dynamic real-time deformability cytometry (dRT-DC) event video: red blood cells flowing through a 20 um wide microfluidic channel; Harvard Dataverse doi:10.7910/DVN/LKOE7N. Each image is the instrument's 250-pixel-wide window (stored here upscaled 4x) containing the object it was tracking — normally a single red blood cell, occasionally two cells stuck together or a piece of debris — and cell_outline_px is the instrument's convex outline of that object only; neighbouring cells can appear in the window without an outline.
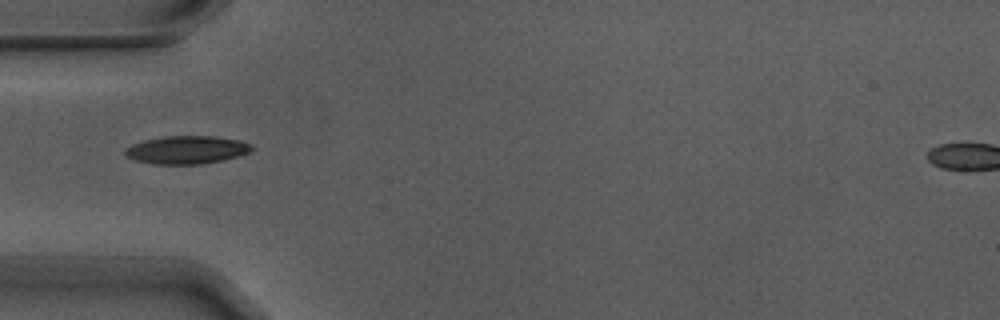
{"species": "Egyptian fruit bat (a non-hibernating species)", "species_latin": "Rousettus aegyptiacus", "temperature_condition": "warm", "stored_images_in_passage": 6, "camera_frame_rate_fps": 3000, "um_per_image_px": 0.085, "animal": {"sex": "male"}, "frame": {"image": 1, "passage_image": 1, "time_ms": 0.0, "image_size_px": [1000, 320], "cell_outline_px": [[252, 148], [248, 152], [236, 156], [220, 160], [200, 164], [152, 164], [132, 160], [124, 152], [124, 148], [132, 144], [144, 140], [164, 136], [216, 136], [236, 140], [252, 144]], "centroid_in_image_um": [15.79, 12.73], "position_along_channel_um": 69.2, "area_um2": 20.52}}
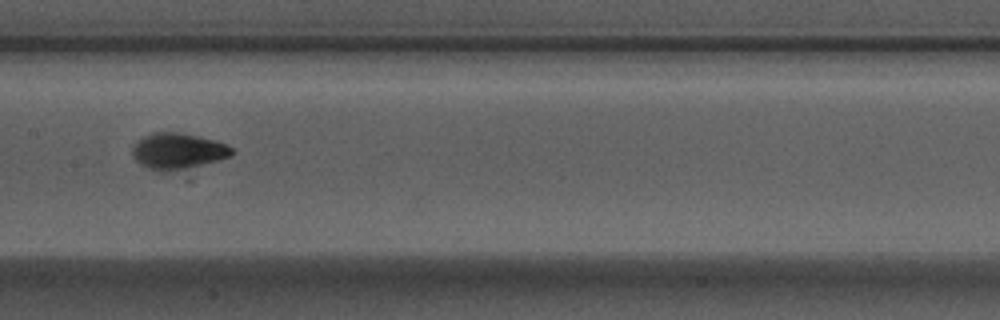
{"frame": {"image": 2, "passage_image": 4, "time_ms": 1.0, "image_size_px": [1000, 320], "cell_outline_px": [[236, 152], [228, 156], [216, 160], [172, 172], [160, 172], [148, 168], [140, 164], [132, 156], [132, 148], [144, 136], [156, 132], [176, 132], [196, 136], [228, 144]], "centroid_in_image_um": [15.09, 12.86], "position_along_channel_um": 192.3, "area_um2": 20.58}}
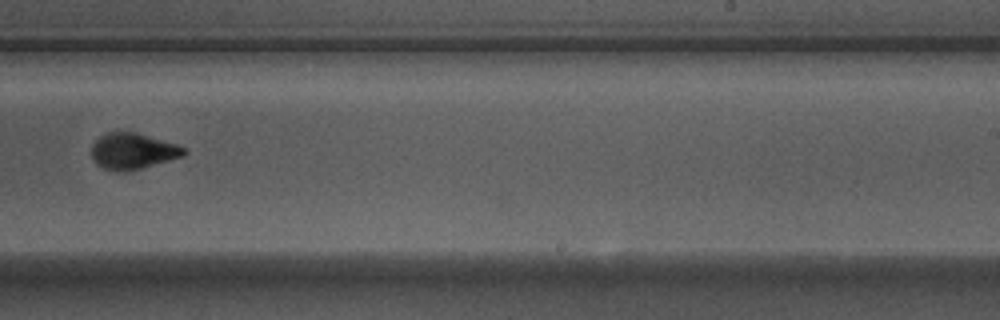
{"frame": {"image": 3, "passage_image": 6, "time_ms": 1.667, "image_size_px": [1000, 320], "cell_outline_px": [[188, 152], [184, 156], [140, 168], [124, 172], [120, 172], [104, 168], [96, 164], [92, 156], [92, 144], [100, 136], [108, 132], [136, 132], [176, 144], [184, 148]], "centroid_in_image_um": [11.28, 12.84], "position_along_channel_um": 277.7, "area_um2": 19.25}}